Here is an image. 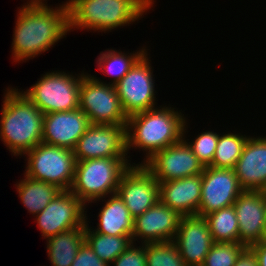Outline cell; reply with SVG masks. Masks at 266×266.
Returning a JSON list of instances; mask_svg holds the SVG:
<instances>
[{
	"label": "cell",
	"instance_id": "1",
	"mask_svg": "<svg viewBox=\"0 0 266 266\" xmlns=\"http://www.w3.org/2000/svg\"><path fill=\"white\" fill-rule=\"evenodd\" d=\"M54 8L48 5L19 7L11 46L14 62H26L41 55L71 32L67 3Z\"/></svg>",
	"mask_w": 266,
	"mask_h": 266
},
{
	"label": "cell",
	"instance_id": "2",
	"mask_svg": "<svg viewBox=\"0 0 266 266\" xmlns=\"http://www.w3.org/2000/svg\"><path fill=\"white\" fill-rule=\"evenodd\" d=\"M174 109L160 106L128 116L127 155L131 147L146 152V158L139 165L183 138V127L187 119L183 113Z\"/></svg>",
	"mask_w": 266,
	"mask_h": 266
},
{
	"label": "cell",
	"instance_id": "3",
	"mask_svg": "<svg viewBox=\"0 0 266 266\" xmlns=\"http://www.w3.org/2000/svg\"><path fill=\"white\" fill-rule=\"evenodd\" d=\"M0 119V140L13 156H23L42 143L44 113L19 89L5 90Z\"/></svg>",
	"mask_w": 266,
	"mask_h": 266
},
{
	"label": "cell",
	"instance_id": "4",
	"mask_svg": "<svg viewBox=\"0 0 266 266\" xmlns=\"http://www.w3.org/2000/svg\"><path fill=\"white\" fill-rule=\"evenodd\" d=\"M66 3L69 30L77 28L106 33L139 21L154 0H68Z\"/></svg>",
	"mask_w": 266,
	"mask_h": 266
},
{
	"label": "cell",
	"instance_id": "5",
	"mask_svg": "<svg viewBox=\"0 0 266 266\" xmlns=\"http://www.w3.org/2000/svg\"><path fill=\"white\" fill-rule=\"evenodd\" d=\"M127 158L77 161L70 191L85 205L115 194L122 174L131 166Z\"/></svg>",
	"mask_w": 266,
	"mask_h": 266
},
{
	"label": "cell",
	"instance_id": "6",
	"mask_svg": "<svg viewBox=\"0 0 266 266\" xmlns=\"http://www.w3.org/2000/svg\"><path fill=\"white\" fill-rule=\"evenodd\" d=\"M84 73H45L30 89L21 91L44 114L79 108V90Z\"/></svg>",
	"mask_w": 266,
	"mask_h": 266
},
{
	"label": "cell",
	"instance_id": "7",
	"mask_svg": "<svg viewBox=\"0 0 266 266\" xmlns=\"http://www.w3.org/2000/svg\"><path fill=\"white\" fill-rule=\"evenodd\" d=\"M24 156H27L25 175L70 190L77 163L73 150L39 143Z\"/></svg>",
	"mask_w": 266,
	"mask_h": 266
},
{
	"label": "cell",
	"instance_id": "8",
	"mask_svg": "<svg viewBox=\"0 0 266 266\" xmlns=\"http://www.w3.org/2000/svg\"><path fill=\"white\" fill-rule=\"evenodd\" d=\"M79 108L88 116L91 124L127 126L114 85L105 83L91 74H84L79 90Z\"/></svg>",
	"mask_w": 266,
	"mask_h": 266
},
{
	"label": "cell",
	"instance_id": "9",
	"mask_svg": "<svg viewBox=\"0 0 266 266\" xmlns=\"http://www.w3.org/2000/svg\"><path fill=\"white\" fill-rule=\"evenodd\" d=\"M146 51L114 86L123 112L128 116L155 108V79Z\"/></svg>",
	"mask_w": 266,
	"mask_h": 266
},
{
	"label": "cell",
	"instance_id": "10",
	"mask_svg": "<svg viewBox=\"0 0 266 266\" xmlns=\"http://www.w3.org/2000/svg\"><path fill=\"white\" fill-rule=\"evenodd\" d=\"M86 205L70 190H61L57 196L34 217L42 237L47 239L80 226H86Z\"/></svg>",
	"mask_w": 266,
	"mask_h": 266
},
{
	"label": "cell",
	"instance_id": "11",
	"mask_svg": "<svg viewBox=\"0 0 266 266\" xmlns=\"http://www.w3.org/2000/svg\"><path fill=\"white\" fill-rule=\"evenodd\" d=\"M73 153L77 161L94 158H129L126 126L91 124L76 143Z\"/></svg>",
	"mask_w": 266,
	"mask_h": 266
},
{
	"label": "cell",
	"instance_id": "12",
	"mask_svg": "<svg viewBox=\"0 0 266 266\" xmlns=\"http://www.w3.org/2000/svg\"><path fill=\"white\" fill-rule=\"evenodd\" d=\"M143 166L158 182L199 175L205 168L183 138L154 154Z\"/></svg>",
	"mask_w": 266,
	"mask_h": 266
},
{
	"label": "cell",
	"instance_id": "13",
	"mask_svg": "<svg viewBox=\"0 0 266 266\" xmlns=\"http://www.w3.org/2000/svg\"><path fill=\"white\" fill-rule=\"evenodd\" d=\"M133 164L122 174L116 193L135 218L160 199L159 182L143 165Z\"/></svg>",
	"mask_w": 266,
	"mask_h": 266
},
{
	"label": "cell",
	"instance_id": "14",
	"mask_svg": "<svg viewBox=\"0 0 266 266\" xmlns=\"http://www.w3.org/2000/svg\"><path fill=\"white\" fill-rule=\"evenodd\" d=\"M244 190L234 169L207 166L202 173L201 201L197 215L232 206Z\"/></svg>",
	"mask_w": 266,
	"mask_h": 266
},
{
	"label": "cell",
	"instance_id": "15",
	"mask_svg": "<svg viewBox=\"0 0 266 266\" xmlns=\"http://www.w3.org/2000/svg\"><path fill=\"white\" fill-rule=\"evenodd\" d=\"M181 215L160 200L133 221L132 242L144 243L173 241ZM138 237V238H137Z\"/></svg>",
	"mask_w": 266,
	"mask_h": 266
},
{
	"label": "cell",
	"instance_id": "16",
	"mask_svg": "<svg viewBox=\"0 0 266 266\" xmlns=\"http://www.w3.org/2000/svg\"><path fill=\"white\" fill-rule=\"evenodd\" d=\"M173 242L187 266H202L213 246V238L204 216H182Z\"/></svg>",
	"mask_w": 266,
	"mask_h": 266
},
{
	"label": "cell",
	"instance_id": "17",
	"mask_svg": "<svg viewBox=\"0 0 266 266\" xmlns=\"http://www.w3.org/2000/svg\"><path fill=\"white\" fill-rule=\"evenodd\" d=\"M90 125L80 108L44 114L42 143L73 150Z\"/></svg>",
	"mask_w": 266,
	"mask_h": 266
},
{
	"label": "cell",
	"instance_id": "18",
	"mask_svg": "<svg viewBox=\"0 0 266 266\" xmlns=\"http://www.w3.org/2000/svg\"><path fill=\"white\" fill-rule=\"evenodd\" d=\"M239 226V243L249 247L263 240L266 191L244 190L233 204Z\"/></svg>",
	"mask_w": 266,
	"mask_h": 266
},
{
	"label": "cell",
	"instance_id": "19",
	"mask_svg": "<svg viewBox=\"0 0 266 266\" xmlns=\"http://www.w3.org/2000/svg\"><path fill=\"white\" fill-rule=\"evenodd\" d=\"M233 169L243 190L266 191V137L249 136Z\"/></svg>",
	"mask_w": 266,
	"mask_h": 266
},
{
	"label": "cell",
	"instance_id": "20",
	"mask_svg": "<svg viewBox=\"0 0 266 266\" xmlns=\"http://www.w3.org/2000/svg\"><path fill=\"white\" fill-rule=\"evenodd\" d=\"M201 187L202 174L159 182V199L181 216L197 215Z\"/></svg>",
	"mask_w": 266,
	"mask_h": 266
},
{
	"label": "cell",
	"instance_id": "21",
	"mask_svg": "<svg viewBox=\"0 0 266 266\" xmlns=\"http://www.w3.org/2000/svg\"><path fill=\"white\" fill-rule=\"evenodd\" d=\"M99 211L97 233L111 236L132 235L134 218L117 193L107 196Z\"/></svg>",
	"mask_w": 266,
	"mask_h": 266
},
{
	"label": "cell",
	"instance_id": "22",
	"mask_svg": "<svg viewBox=\"0 0 266 266\" xmlns=\"http://www.w3.org/2000/svg\"><path fill=\"white\" fill-rule=\"evenodd\" d=\"M46 241L47 254L52 266H71L79 248L85 242V226L60 232Z\"/></svg>",
	"mask_w": 266,
	"mask_h": 266
},
{
	"label": "cell",
	"instance_id": "23",
	"mask_svg": "<svg viewBox=\"0 0 266 266\" xmlns=\"http://www.w3.org/2000/svg\"><path fill=\"white\" fill-rule=\"evenodd\" d=\"M21 203L30 214L40 213L61 191L57 186L35 180L24 174V179L15 184Z\"/></svg>",
	"mask_w": 266,
	"mask_h": 266
},
{
	"label": "cell",
	"instance_id": "24",
	"mask_svg": "<svg viewBox=\"0 0 266 266\" xmlns=\"http://www.w3.org/2000/svg\"><path fill=\"white\" fill-rule=\"evenodd\" d=\"M88 225L87 221L85 226V242L102 261L110 266L132 242V235H104L95 232L91 229L92 227H89Z\"/></svg>",
	"mask_w": 266,
	"mask_h": 266
},
{
	"label": "cell",
	"instance_id": "25",
	"mask_svg": "<svg viewBox=\"0 0 266 266\" xmlns=\"http://www.w3.org/2000/svg\"><path fill=\"white\" fill-rule=\"evenodd\" d=\"M146 52V47H143L135 53H122L114 49H108L106 52H100L98 60L96 61L98 70L103 74L112 76L113 79L110 83L115 85L120 81L134 65V63Z\"/></svg>",
	"mask_w": 266,
	"mask_h": 266
},
{
	"label": "cell",
	"instance_id": "26",
	"mask_svg": "<svg viewBox=\"0 0 266 266\" xmlns=\"http://www.w3.org/2000/svg\"><path fill=\"white\" fill-rule=\"evenodd\" d=\"M214 242L239 243V226L234 206L204 216Z\"/></svg>",
	"mask_w": 266,
	"mask_h": 266
},
{
	"label": "cell",
	"instance_id": "27",
	"mask_svg": "<svg viewBox=\"0 0 266 266\" xmlns=\"http://www.w3.org/2000/svg\"><path fill=\"white\" fill-rule=\"evenodd\" d=\"M219 134L215 155L210 166L215 168L233 169L241 156L248 136L241 133Z\"/></svg>",
	"mask_w": 266,
	"mask_h": 266
},
{
	"label": "cell",
	"instance_id": "28",
	"mask_svg": "<svg viewBox=\"0 0 266 266\" xmlns=\"http://www.w3.org/2000/svg\"><path fill=\"white\" fill-rule=\"evenodd\" d=\"M146 266H187L173 241L145 243Z\"/></svg>",
	"mask_w": 266,
	"mask_h": 266
},
{
	"label": "cell",
	"instance_id": "29",
	"mask_svg": "<svg viewBox=\"0 0 266 266\" xmlns=\"http://www.w3.org/2000/svg\"><path fill=\"white\" fill-rule=\"evenodd\" d=\"M187 121H185L183 127V139L191 147L193 153L198 157V160L203 164L204 167L210 166L212 164L216 147L219 140V133L214 131H207L198 134L195 140L189 142V139H185L187 131ZM186 130V131H185Z\"/></svg>",
	"mask_w": 266,
	"mask_h": 266
},
{
	"label": "cell",
	"instance_id": "30",
	"mask_svg": "<svg viewBox=\"0 0 266 266\" xmlns=\"http://www.w3.org/2000/svg\"><path fill=\"white\" fill-rule=\"evenodd\" d=\"M245 248L242 243L214 242L202 266H234Z\"/></svg>",
	"mask_w": 266,
	"mask_h": 266
},
{
	"label": "cell",
	"instance_id": "31",
	"mask_svg": "<svg viewBox=\"0 0 266 266\" xmlns=\"http://www.w3.org/2000/svg\"><path fill=\"white\" fill-rule=\"evenodd\" d=\"M111 264L114 266H146L145 243L135 247L134 242H131Z\"/></svg>",
	"mask_w": 266,
	"mask_h": 266
},
{
	"label": "cell",
	"instance_id": "32",
	"mask_svg": "<svg viewBox=\"0 0 266 266\" xmlns=\"http://www.w3.org/2000/svg\"><path fill=\"white\" fill-rule=\"evenodd\" d=\"M71 266H110L102 261L90 248V246L84 242L79 248L77 256L72 262Z\"/></svg>",
	"mask_w": 266,
	"mask_h": 266
},
{
	"label": "cell",
	"instance_id": "33",
	"mask_svg": "<svg viewBox=\"0 0 266 266\" xmlns=\"http://www.w3.org/2000/svg\"><path fill=\"white\" fill-rule=\"evenodd\" d=\"M234 266H258L257 258L253 251L246 247L238 256Z\"/></svg>",
	"mask_w": 266,
	"mask_h": 266
},
{
	"label": "cell",
	"instance_id": "34",
	"mask_svg": "<svg viewBox=\"0 0 266 266\" xmlns=\"http://www.w3.org/2000/svg\"><path fill=\"white\" fill-rule=\"evenodd\" d=\"M257 258L258 266H266V242L260 241L249 246Z\"/></svg>",
	"mask_w": 266,
	"mask_h": 266
},
{
	"label": "cell",
	"instance_id": "35",
	"mask_svg": "<svg viewBox=\"0 0 266 266\" xmlns=\"http://www.w3.org/2000/svg\"><path fill=\"white\" fill-rule=\"evenodd\" d=\"M46 1L47 0H28L24 5H48Z\"/></svg>",
	"mask_w": 266,
	"mask_h": 266
},
{
	"label": "cell",
	"instance_id": "36",
	"mask_svg": "<svg viewBox=\"0 0 266 266\" xmlns=\"http://www.w3.org/2000/svg\"><path fill=\"white\" fill-rule=\"evenodd\" d=\"M263 242H266V220H265V232H264V235H263Z\"/></svg>",
	"mask_w": 266,
	"mask_h": 266
}]
</instances>
